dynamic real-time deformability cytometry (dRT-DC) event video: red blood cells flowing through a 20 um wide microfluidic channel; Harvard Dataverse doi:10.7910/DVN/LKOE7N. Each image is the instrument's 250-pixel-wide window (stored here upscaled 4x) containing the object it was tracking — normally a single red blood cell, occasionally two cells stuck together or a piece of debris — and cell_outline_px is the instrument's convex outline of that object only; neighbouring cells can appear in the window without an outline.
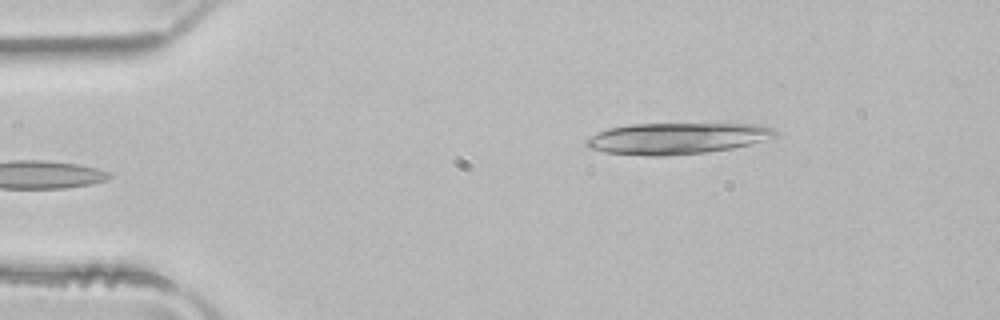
{"species": "common noctule bat (a hibernating species)", "species_latin": "Nyctalus noctula", "temperature_condition": "room temperature", "stored_images_in_passage": 2, "camera_frame_rate_fps": 3000, "um_per_image_px": 0.085, "animal": {"sex": "male", "body_mass_g": 21.5, "forearm_length_mm": 52.0}, "frame": {"image": 1, "passage_image": 2, "time_ms": 0.333, "image_size_px": [1000, 320], "cell_outline_px": [[776, 136], [764, 140], [732, 148], [708, 152], [664, 156], [644, 156], [604, 152], [588, 148], [584, 144], [584, 140], [608, 128], [632, 124], [760, 124], [772, 128], [776, 132]], "centroid_in_image_um": [57.5, 11.77], "position_along_channel_um": 27.5, "area_um2": 34.39}}